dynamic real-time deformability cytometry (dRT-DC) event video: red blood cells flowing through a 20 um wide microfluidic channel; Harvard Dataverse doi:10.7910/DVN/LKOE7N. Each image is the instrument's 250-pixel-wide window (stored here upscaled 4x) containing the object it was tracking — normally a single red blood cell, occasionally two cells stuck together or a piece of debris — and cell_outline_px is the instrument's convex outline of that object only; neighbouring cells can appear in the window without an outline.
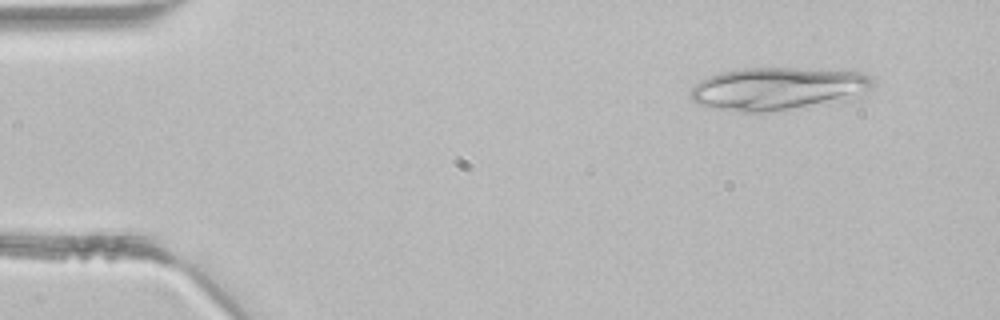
{"species": "common noctule bat (a hibernating species)", "species_latin": "Nyctalus noctula", "temperature_condition": "room temperature", "stored_images_in_passage": 3, "camera_frame_rate_fps": 3000, "um_per_image_px": 0.085, "animal": {"sex": "male", "body_mass_g": 21.5, "forearm_length_mm": 52.0}, "frame": {"image": 1, "passage_image": 1, "time_ms": 0.0, "image_size_px": [1000, 320], "cell_outline_px": [[876, 84], [864, 96], [844, 100], [764, 112], [740, 112], [708, 108], [696, 104], [692, 100], [692, 88], [700, 80], [708, 76], [720, 72], [744, 68], [856, 68], [872, 76], [876, 80]], "centroid_in_image_um": [66.27, 7.5], "position_along_channel_um": 18.7, "area_um2": 46.7}}